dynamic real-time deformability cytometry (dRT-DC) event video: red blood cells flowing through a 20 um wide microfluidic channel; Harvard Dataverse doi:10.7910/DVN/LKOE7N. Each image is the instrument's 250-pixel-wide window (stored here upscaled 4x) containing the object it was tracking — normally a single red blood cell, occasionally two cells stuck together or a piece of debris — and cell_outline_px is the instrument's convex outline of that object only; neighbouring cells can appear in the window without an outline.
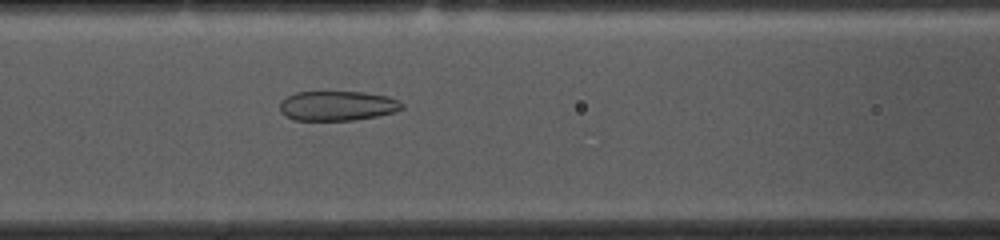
{"species": "common noctule bat (a hibernating species)", "species_latin": "Nyctalus noctula", "temperature_condition": "cold", "stored_images_in_passage": 49, "camera_frame_rate_fps": 3000, "um_per_image_px": 0.085, "animal": {"sex": "female", "body_mass_g": 10.0, "forearm_length_mm": 53.1}, "frame": {"image": 1, "passage_image": 17, "time_ms": 5.333, "image_size_px": [1000, 240], "cell_outline_px": [[404, 108], [396, 112], [356, 120], [296, 120], [284, 116], [280, 112], [280, 104], [288, 96], [296, 92], [364, 92], [388, 96], [400, 100], [404, 104]], "centroid_in_image_um": [28.73, 8.99], "position_along_channel_um": 137.9, "area_um2": 21.27}}
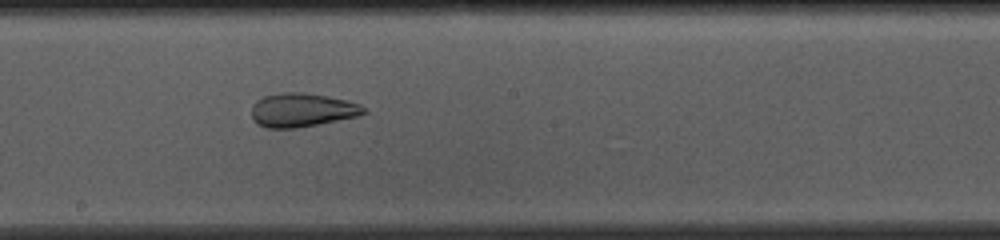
{"frame": {"image": 2, "passage_image": 24, "time_ms": 7.667, "image_size_px": [1000, 240], "cell_outline_px": [[368, 112], [360, 116], [296, 128], [268, 128], [256, 124], [252, 120], [252, 104], [256, 100], [264, 96], [280, 92], [304, 92], [328, 96], [348, 100], [360, 104], [368, 108]], "centroid_in_image_um": [25.7, 9.34], "position_along_channel_um": 222.5, "area_um2": 22.48}}
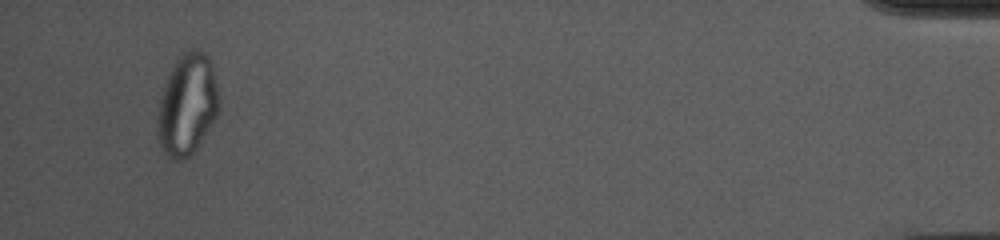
{"frame": {"image": 3, "passage_image": 47, "time_ms": 15.333, "image_size_px": [1000, 240], "cell_outline_px": [[220, 108], [216, 116], [196, 148], [184, 160], [172, 160], [164, 152], [156, 136], [156, 116], [160, 96], [164, 84], [176, 60], [184, 52], [192, 48], [196, 48], [204, 52], [208, 56], [212, 64], [220, 100]], "centroid_in_image_um": [15.9, 8.89], "position_along_channel_um": 419.3, "area_um2": 36.53}, "authors_computed_cell_mechanics": {"area_um2": 28.2064, "velocity_mm_per_s": 3.6269, "shape_relaxation_time_tau1_ms": null, "shape_relaxation_time_tau2_ms": 1.5783, "deformation_change_tau1": null, "deformation_change_tau2": 0.084}}